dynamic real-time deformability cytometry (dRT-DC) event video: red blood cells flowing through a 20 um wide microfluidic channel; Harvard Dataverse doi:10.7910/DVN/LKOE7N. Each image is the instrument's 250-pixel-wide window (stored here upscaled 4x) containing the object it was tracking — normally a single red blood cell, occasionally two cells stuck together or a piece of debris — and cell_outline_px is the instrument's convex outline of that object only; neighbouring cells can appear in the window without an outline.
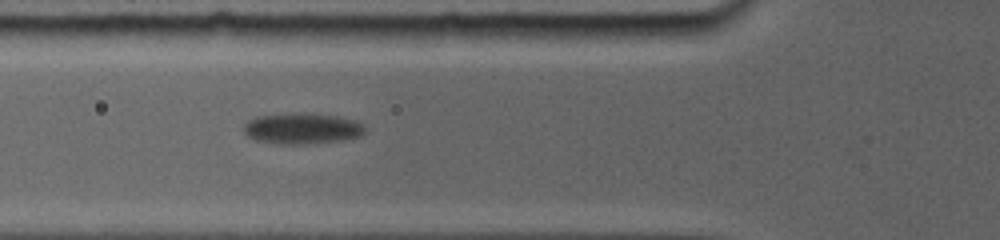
{"species": "common noctule bat (a hibernating species)", "species_latin": "Nyctalus noctula", "temperature_condition": "room temperature", "stored_images_in_passage": 5, "camera_frame_rate_fps": 5000, "um_per_image_px": 0.085, "animal": {"sex": "female", "body_mass_g": 19.0, "forearm_length_mm": 56.7}, "frame": {"image": 1, "passage_image": 4, "time_ms": 3.0, "image_size_px": [1000, 240], "cell_outline_px": [[364, 132], [356, 136], [332, 140], [256, 140], [248, 136], [244, 132], [244, 124], [248, 120], [256, 116], [304, 112], [336, 116], [356, 120], [364, 128]], "centroid_in_image_um": [25.64, 10.81], "position_along_channel_um": 100.2, "area_um2": 19.94}}
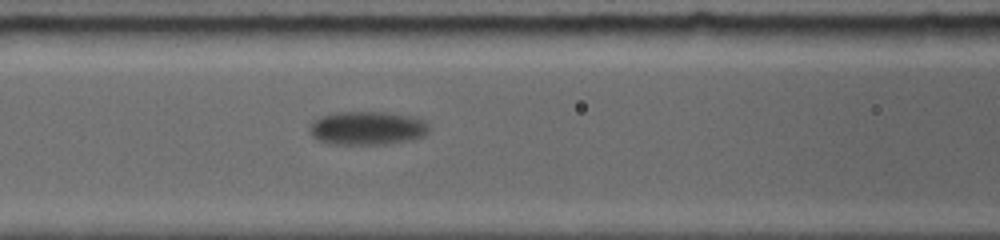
{"frame": {"image": 2, "passage_image": 5, "time_ms": 4.0, "image_size_px": [1000, 240], "cell_outline_px": [[424, 132], [420, 136], [396, 140], [368, 144], [348, 144], [324, 140], [316, 136], [312, 132], [312, 124], [320, 116], [340, 112], [380, 112], [408, 116], [420, 120], [424, 124]], "centroid_in_image_um": [31.13, 10.84], "position_along_channel_um": 135.5, "area_um2": 21.21}}